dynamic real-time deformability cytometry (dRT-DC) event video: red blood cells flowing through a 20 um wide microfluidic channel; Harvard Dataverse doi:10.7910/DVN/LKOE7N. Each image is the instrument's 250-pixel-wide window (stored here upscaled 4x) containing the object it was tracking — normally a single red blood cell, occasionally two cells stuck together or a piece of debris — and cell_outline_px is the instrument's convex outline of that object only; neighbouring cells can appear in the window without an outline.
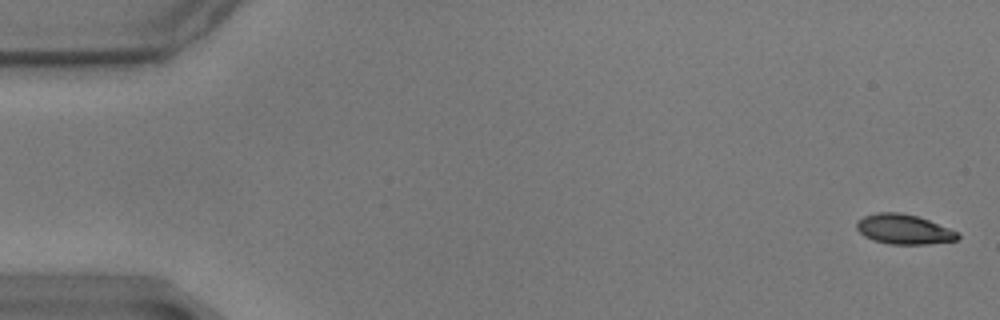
{"species": "common noctule bat (a hibernating species)", "species_latin": "Nyctalus noctula", "temperature_condition": "warm", "stored_images_in_passage": 59, "camera_frame_rate_fps": 3000, "um_per_image_px": 0.085, "animal": {"sex": "male", "body_mass_g": 17.9}, "frame": {"image": 1, "passage_image": 2, "time_ms": 0.333, "image_size_px": [1000, 320], "cell_outline_px": [[960, 236], [956, 240], [928, 244], [888, 244], [872, 240], [864, 236], [856, 228], [856, 220], [864, 216], [876, 212], [900, 212], [916, 216], [928, 220], [960, 232]], "centroid_in_image_um": [76.8, 19.49], "position_along_channel_um": 8.2, "area_um2": 17.69}}
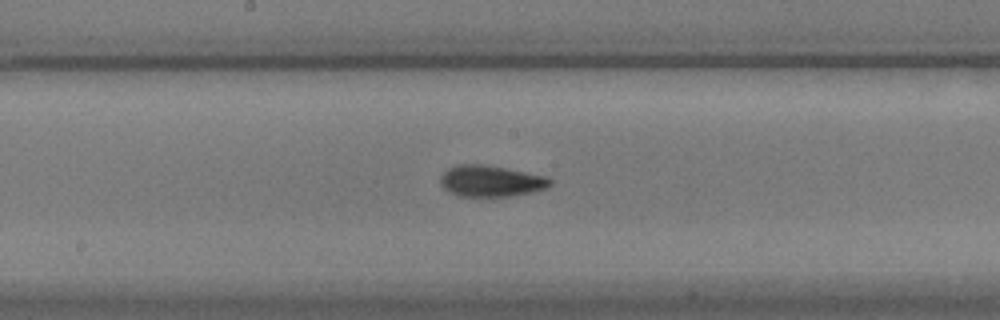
{"frame": {"image": 2, "passage_image": 31, "time_ms": 10.0, "image_size_px": [1000, 320], "cell_outline_px": [[552, 184], [548, 188], [508, 196], [460, 196], [444, 188], [440, 184], [440, 176], [448, 168], [456, 164], [484, 164], [548, 176], [552, 180]], "centroid_in_image_um": [41.73, 15.37], "position_along_channel_um": 206.5, "area_um2": 19.94}}
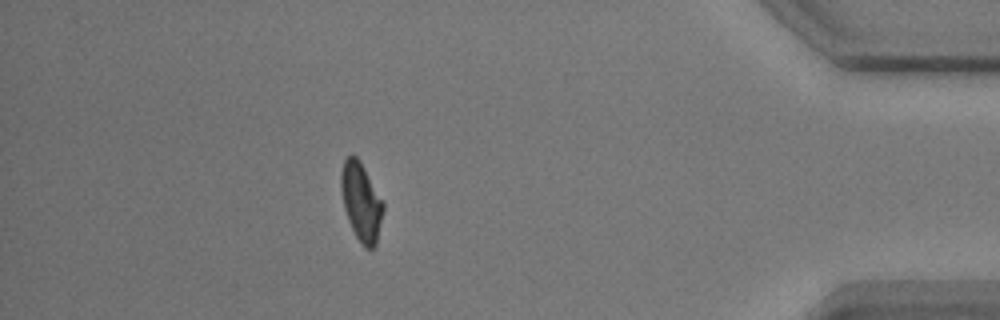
{"frame": {"image": 3, "passage_image": 52, "time_ms": 17.0, "image_size_px": [1000, 320], "cell_outline_px": [[384, 208], [376, 244], [372, 248], [364, 248], [360, 244], [348, 220], [344, 208], [340, 188], [340, 172], [344, 160], [348, 156], [356, 156], [360, 160], [384, 204]], "centroid_in_image_um": [30.68, 17.15], "position_along_channel_um": 404.5, "area_um2": 19.13}, "authors_computed_cell_mechanics": {"area_um2": 18.9006, "velocity_mm_per_s": 3.4851, "shape_relaxation_time_tau1_ms": 2.9661, "shape_relaxation_time_tau2_ms": 0.8293, "deformation_change_tau1": 0.1547, "deformation_change_tau2": 0.0651}}